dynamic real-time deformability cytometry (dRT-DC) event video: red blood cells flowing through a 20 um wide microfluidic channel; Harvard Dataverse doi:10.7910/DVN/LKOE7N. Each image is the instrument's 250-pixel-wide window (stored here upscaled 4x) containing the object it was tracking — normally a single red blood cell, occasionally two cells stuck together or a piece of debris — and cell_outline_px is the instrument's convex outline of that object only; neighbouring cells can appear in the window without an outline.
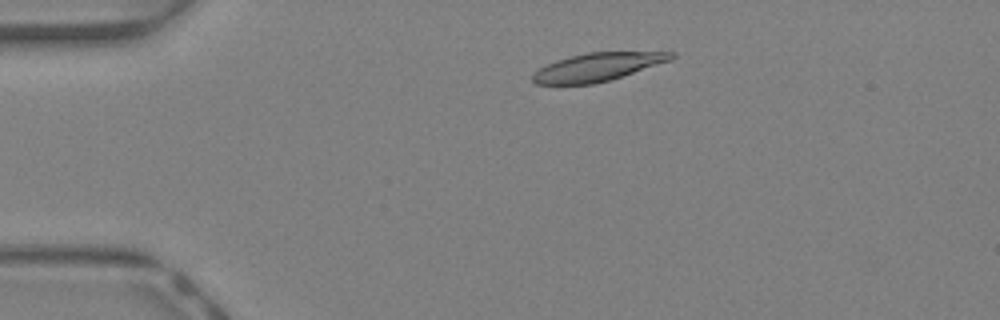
{"species": "Egyptian fruit bat (a non-hibernating species)", "species_latin": "Rousettus aegyptiacus", "temperature_condition": "warm", "stored_images_in_passage": 41, "camera_frame_rate_fps": 3000, "um_per_image_px": 0.085, "animal": {"sex": "female"}, "frame": {"image": 1, "passage_image": 6, "time_ms": 1.667, "image_size_px": [1000, 320], "cell_outline_px": [[676, 56], [672, 60], [608, 80], [592, 84], [536, 84], [532, 80], [532, 72], [556, 60], [588, 52], [676, 52]], "centroid_in_image_um": [50.79, 5.69], "position_along_channel_um": 34.2, "area_um2": 22.43}}
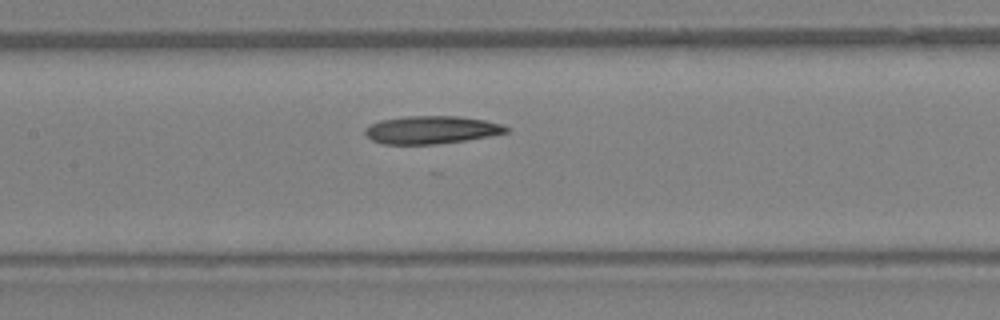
{"frame": {"image": 2, "passage_image": 18, "time_ms": 5.667, "image_size_px": [1000, 320], "cell_outline_px": [[508, 132], [488, 136], [464, 140], [432, 144], [380, 144], [372, 140], [364, 132], [364, 128], [368, 124], [380, 120], [408, 116], [460, 116], [484, 120], [500, 124], [508, 128]], "centroid_in_image_um": [36.6, 11.03], "position_along_channel_um": 170.8, "area_um2": 22.77}}
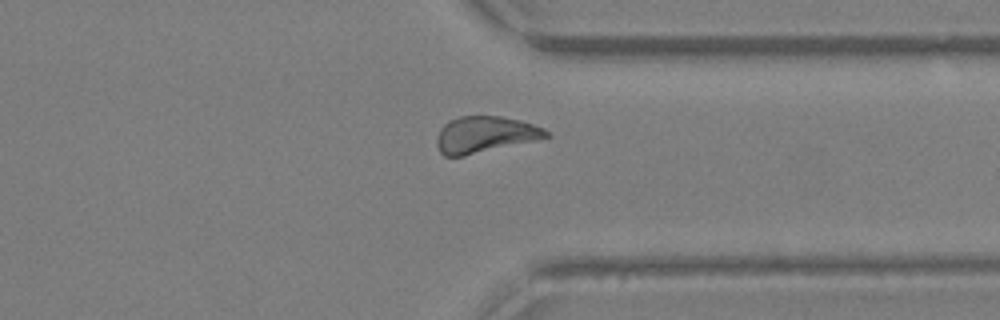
{"frame": {"image": 3, "passage_image": 31, "time_ms": 10.0, "image_size_px": [1000, 320], "cell_outline_px": [[552, 136], [464, 156], [444, 156], [440, 152], [436, 144], [436, 136], [440, 128], [448, 120], [460, 116], [500, 116], [520, 120], [544, 128]], "centroid_in_image_um": [41.18, 11.43], "position_along_channel_um": 370.2, "area_um2": 23.18}, "authors_computed_cell_mechanics": {"area_um2": 23.1778, "velocity_mm_per_s": 4.6323, "shape_relaxation_time_tau1_ms": null, "shape_relaxation_time_tau2_ms": 5.2081, "deformation_change_tau1": null, "deformation_change_tau2": 0.1416}}